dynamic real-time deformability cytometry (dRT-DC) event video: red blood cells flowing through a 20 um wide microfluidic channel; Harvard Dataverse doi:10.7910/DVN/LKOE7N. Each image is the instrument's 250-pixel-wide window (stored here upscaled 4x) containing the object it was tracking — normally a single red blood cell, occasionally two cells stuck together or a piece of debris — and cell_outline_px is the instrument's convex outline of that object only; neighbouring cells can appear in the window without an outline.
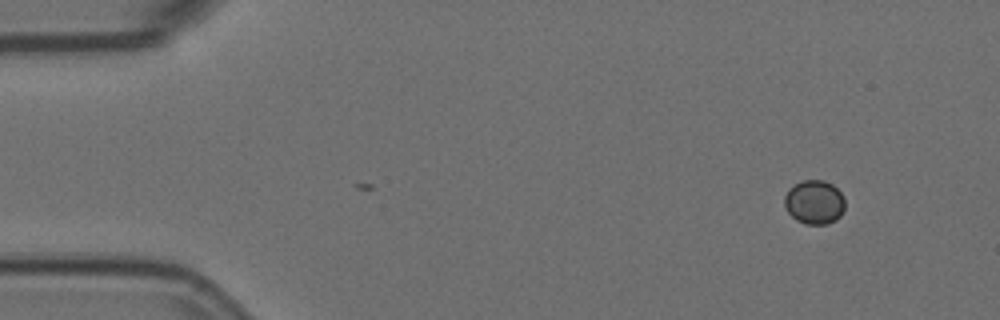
{"species": "Egyptian fruit bat (a non-hibernating species)", "species_latin": "Rousettus aegyptiacus", "temperature_condition": "room temperature", "stored_images_in_passage": 3, "camera_frame_rate_fps": 3000, "um_per_image_px": 0.085, "animal": {"sex": "female"}, "frame": {"image": 1, "passage_image": 3, "time_ms": 0.667, "image_size_px": [1000, 320], "cell_outline_px": [[844, 208], [840, 216], [836, 220], [828, 224], [804, 224], [796, 220], [788, 212], [784, 204], [784, 196], [788, 188], [804, 180], [824, 180], [832, 184], [844, 196]], "centroid_in_image_um": [69.22, 17.19], "position_along_channel_um": 15.8, "area_um2": 15.61}}